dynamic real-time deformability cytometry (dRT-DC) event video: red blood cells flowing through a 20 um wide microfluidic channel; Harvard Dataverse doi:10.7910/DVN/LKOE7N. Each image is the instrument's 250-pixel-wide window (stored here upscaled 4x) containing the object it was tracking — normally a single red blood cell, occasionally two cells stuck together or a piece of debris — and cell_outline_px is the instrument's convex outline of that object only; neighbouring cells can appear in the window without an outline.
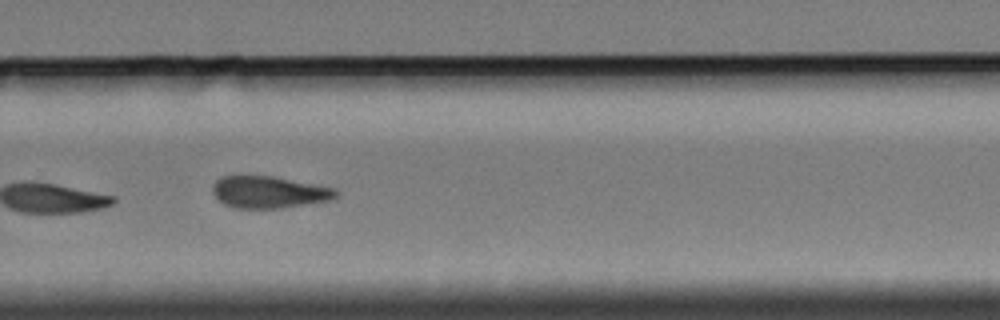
{"species": "Egyptian fruit bat (a non-hibernating species)", "species_latin": "Rousettus aegyptiacus", "temperature_condition": "cold", "stored_images_in_passage": 11, "camera_frame_rate_fps": 3000, "um_per_image_px": 0.085, "animal": {"sex": "female"}, "frame": {"image": 1, "passage_image": 11, "time_ms": 13.0, "image_size_px": [1000, 320], "cell_outline_px": [[340, 192], [332, 200], [276, 208], [236, 208], [224, 204], [212, 192], [212, 184], [220, 176], [236, 172], [240, 172], [272, 176], [336, 188]], "centroid_in_image_um": [22.79, 16.27], "position_along_channel_um": 307.0, "area_um2": 23.64}}